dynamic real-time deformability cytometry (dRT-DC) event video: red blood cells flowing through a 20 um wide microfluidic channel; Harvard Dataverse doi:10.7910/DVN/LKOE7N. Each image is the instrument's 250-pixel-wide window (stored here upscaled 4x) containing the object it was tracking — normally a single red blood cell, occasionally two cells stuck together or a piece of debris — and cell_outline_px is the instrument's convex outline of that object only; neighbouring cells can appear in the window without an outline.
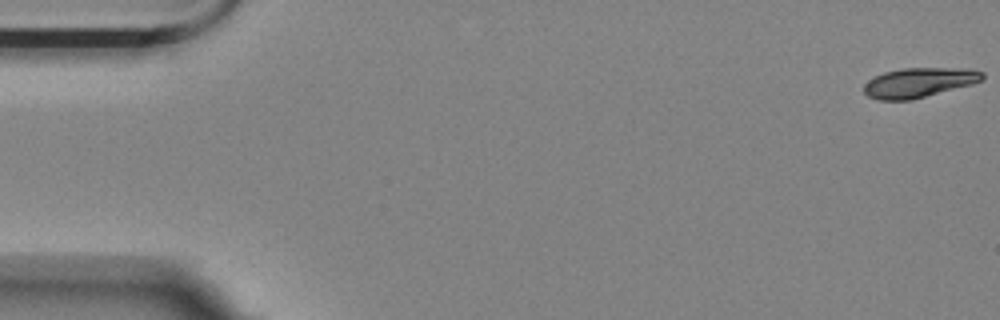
{"species": "Egyptian fruit bat (a non-hibernating species)", "species_latin": "Rousettus aegyptiacus", "temperature_condition": "room temperature", "stored_images_in_passage": 11, "camera_frame_rate_fps": 3000, "um_per_image_px": 0.085, "animal": {"sex": "female"}, "frame": {"image": 1, "passage_image": 1, "time_ms": 0.0, "image_size_px": [1000, 320], "cell_outline_px": [[984, 80], [972, 84], [912, 100], [880, 100], [868, 96], [864, 92], [864, 84], [868, 80], [884, 72], [904, 68], [972, 68], [984, 72]], "centroid_in_image_um": [78.15, 7.01], "position_along_channel_um": 6.8, "area_um2": 20.58}}